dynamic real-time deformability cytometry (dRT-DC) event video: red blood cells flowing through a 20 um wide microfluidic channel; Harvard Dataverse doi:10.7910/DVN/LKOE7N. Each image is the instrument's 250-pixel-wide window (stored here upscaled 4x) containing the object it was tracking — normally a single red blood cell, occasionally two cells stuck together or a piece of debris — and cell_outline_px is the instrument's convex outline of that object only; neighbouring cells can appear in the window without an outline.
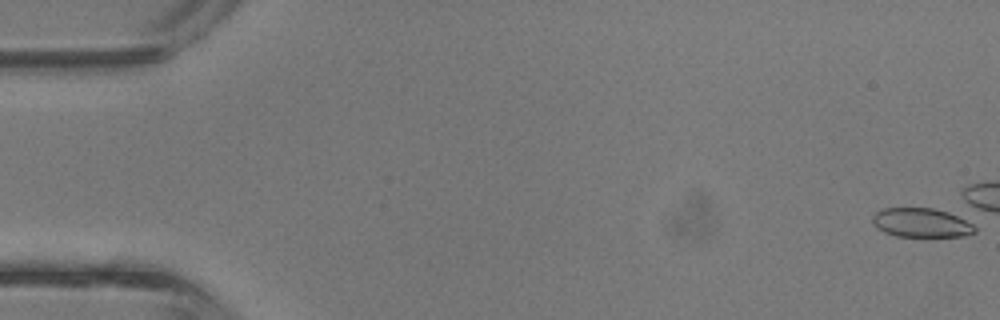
{"species": "common noctule bat (a hibernating species)", "species_latin": "Nyctalus noctula", "temperature_condition": "room temperature", "stored_images_in_passage": 1, "camera_frame_rate_fps": 3000, "um_per_image_px": 0.085, "animal": {"sex": "male", "body_mass_g": 13.3}, "frame": {"image": 1, "passage_image": 1, "time_ms": 0.0, "image_size_px": [1000, 320], "cell_outline_px": [[976, 232], [968, 236], [896, 236], [884, 232], [876, 228], [872, 224], [872, 216], [876, 212], [884, 208], [932, 208], [948, 212], [972, 224], [976, 228]], "centroid_in_image_um": [78.28, 18.94], "position_along_channel_um": 6.7, "area_um2": 17.34}}